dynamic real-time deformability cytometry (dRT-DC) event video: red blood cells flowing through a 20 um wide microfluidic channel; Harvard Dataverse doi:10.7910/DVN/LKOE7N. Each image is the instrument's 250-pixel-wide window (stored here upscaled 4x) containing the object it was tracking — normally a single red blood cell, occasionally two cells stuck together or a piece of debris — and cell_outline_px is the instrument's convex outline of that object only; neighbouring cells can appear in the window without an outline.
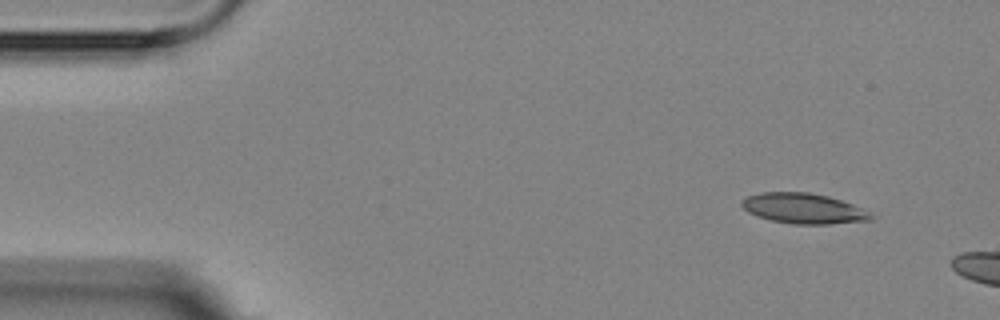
{"species": "Egyptian fruit bat (a non-hibernating species)", "species_latin": "Rousettus aegyptiacus", "temperature_condition": "room temperature", "stored_images_in_passage": 3, "camera_frame_rate_fps": 3000, "um_per_image_px": 0.085, "animal": {"sex": "female"}, "frame": {"image": 1, "passage_image": 1, "time_ms": 0.0, "image_size_px": [1000, 320], "cell_outline_px": [[872, 220], [828, 224], [792, 224], [772, 220], [756, 216], [748, 212], [740, 204], [740, 200], [748, 196], [764, 192], [808, 192], [828, 196], [852, 204], [860, 208], [872, 216]], "centroid_in_image_um": [68.24, 17.72], "position_along_channel_um": 16.8, "area_um2": 22.6}}